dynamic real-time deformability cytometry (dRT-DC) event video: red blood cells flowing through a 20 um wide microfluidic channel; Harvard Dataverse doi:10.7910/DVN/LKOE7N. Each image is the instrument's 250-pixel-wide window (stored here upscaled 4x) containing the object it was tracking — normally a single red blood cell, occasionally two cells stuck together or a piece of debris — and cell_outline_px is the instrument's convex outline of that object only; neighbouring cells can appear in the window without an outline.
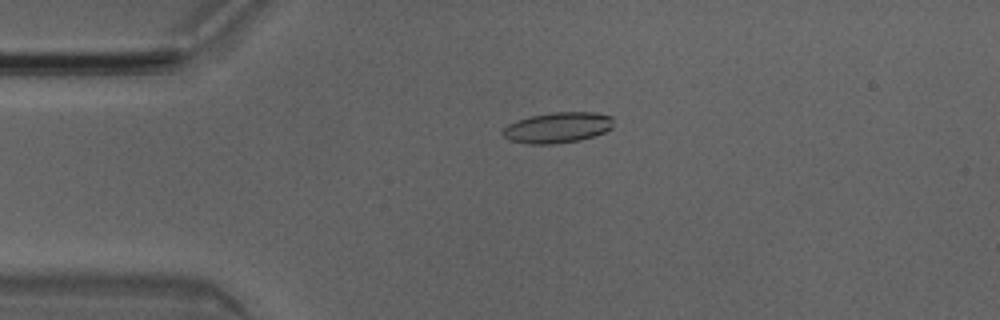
{"species": "Egyptian fruit bat (a non-hibernating species)", "species_latin": "Rousettus aegyptiacus", "temperature_condition": "room temperature", "stored_images_in_passage": 50, "camera_frame_rate_fps": 3000, "um_per_image_px": 0.085, "animal": {"sex": "male"}, "frame": {"image": 1, "passage_image": 11, "time_ms": 3.333, "image_size_px": [1000, 320], "cell_outline_px": [[612, 128], [604, 132], [580, 140], [552, 144], [528, 144], [508, 140], [500, 132], [508, 124], [516, 120], [528, 116], [552, 112], [596, 112], [612, 116]], "centroid_in_image_um": [47.36, 10.84], "position_along_channel_um": 37.6, "area_um2": 19.94}}
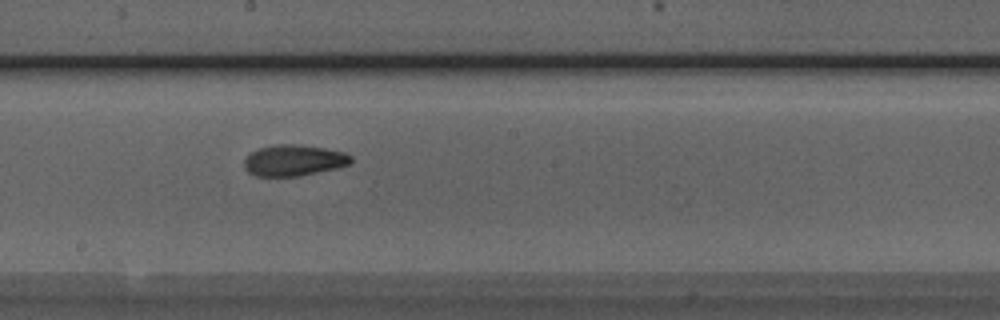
{"frame": {"image": 2, "passage_image": 27, "time_ms": 8.667, "image_size_px": [1000, 320], "cell_outline_px": [[352, 160], [348, 164], [336, 168], [300, 176], [256, 176], [248, 172], [244, 168], [244, 160], [248, 152], [260, 148], [276, 144], [292, 144], [324, 148], [344, 152], [352, 156]], "centroid_in_image_um": [24.93, 13.63], "position_along_channel_um": 223.3, "area_um2": 19.36}}
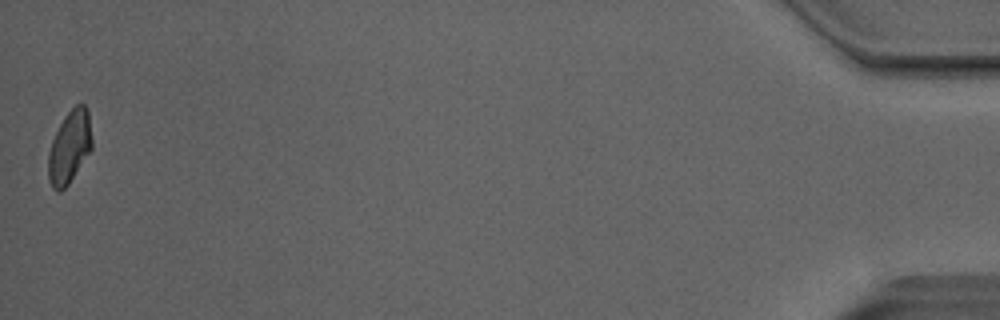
{"frame": {"image": 3, "passage_image": 50, "time_ms": 16.333, "image_size_px": [1000, 320], "cell_outline_px": [[92, 148], [68, 184], [60, 192], [56, 192], [52, 188], [48, 180], [48, 152], [52, 140], [64, 116], [76, 104], [84, 104], [88, 112], [92, 140]], "centroid_in_image_um": [5.89, 12.52], "position_along_channel_um": 429.3, "area_um2": 18.38}, "authors_computed_cell_mechanics": {"area_um2": 19.3341, "velocity_mm_per_s": 4.0346, "shape_relaxation_time_tau1_ms": 7.105, "shape_relaxation_time_tau2_ms": 3.6143, "deformation_change_tau1": 0.1584, "deformation_change_tau2": 0.0933}}